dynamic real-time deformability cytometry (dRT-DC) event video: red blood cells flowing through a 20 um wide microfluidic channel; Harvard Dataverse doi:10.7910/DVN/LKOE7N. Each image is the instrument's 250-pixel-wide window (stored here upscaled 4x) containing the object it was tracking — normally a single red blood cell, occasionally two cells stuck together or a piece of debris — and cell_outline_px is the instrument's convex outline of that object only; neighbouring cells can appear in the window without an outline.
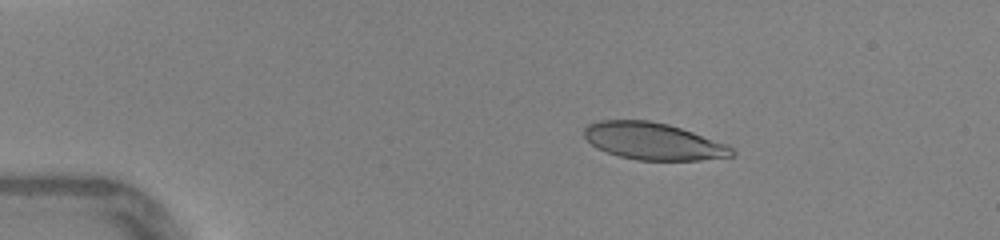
{"species": "human", "species_latin": "Homo sapiens", "temperature_condition": "warm", "stored_images_in_passage": 47, "camera_frame_rate_fps": 3000, "um_per_image_px": 0.085, "donor": {"sex": "female"}, "frame": {"image": 1, "passage_image": 9, "time_ms": 2.667, "image_size_px": [1000, 240], "cell_outline_px": [[736, 156], [700, 160], [636, 160], [620, 156], [596, 148], [584, 136], [584, 128], [588, 124], [600, 120], [648, 120], [668, 124], [728, 144], [736, 152]], "centroid_in_image_um": [55.55, 12.01], "position_along_channel_um": 29.5, "area_um2": 31.91}}
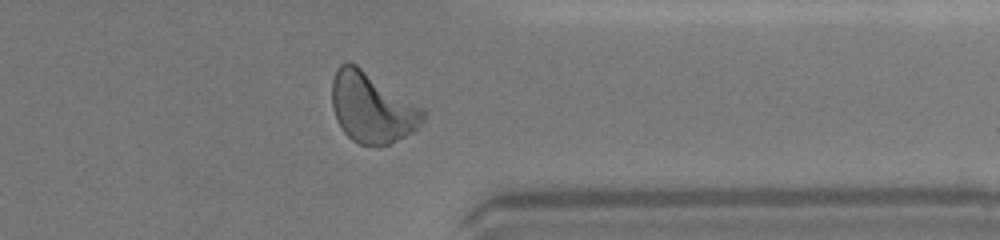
{"frame": {"image": 2, "passage_image": 38, "time_ms": 12.333, "image_size_px": [1000, 240], "cell_outline_px": [[428, 112], [424, 120], [412, 132], [388, 144], [360, 144], [352, 140], [344, 132], [336, 120], [332, 108], [332, 80], [336, 68], [340, 64], [348, 60], [356, 64], [424, 108]], "centroid_in_image_um": [31.6, 9.11], "position_along_channel_um": 379.8, "area_um2": 37.34}}
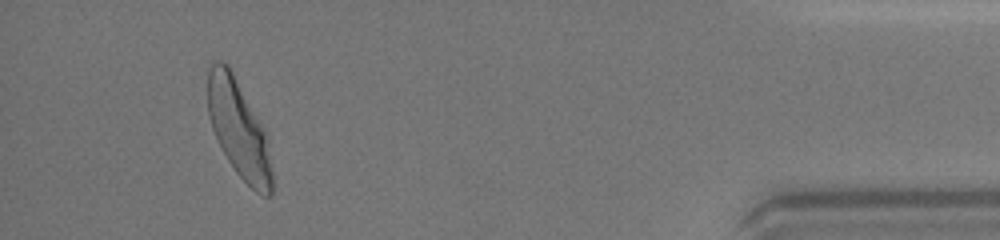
{"frame": {"image": 3, "passage_image": 44, "time_ms": 14.333, "image_size_px": [1000, 240], "cell_outline_px": [[272, 196], [264, 196], [256, 192], [236, 172], [228, 160], [212, 128], [208, 116], [208, 68], [212, 60], [220, 60], [228, 64], [264, 128], [268, 136], [272, 172]], "centroid_in_image_um": [20.3, 10.94], "position_along_channel_um": 414.9, "area_um2": 36.47}, "authors_computed_cell_mechanics": {"area_um2": 34.5644, "velocity_mm_per_s": 4.3622, "shape_relaxation_time_tau1_ms": 2.7157, "shape_relaxation_time_tau2_ms": 0.7015, "deformation_change_tau1": 0.1776, "deformation_change_tau2": 0.0892}}